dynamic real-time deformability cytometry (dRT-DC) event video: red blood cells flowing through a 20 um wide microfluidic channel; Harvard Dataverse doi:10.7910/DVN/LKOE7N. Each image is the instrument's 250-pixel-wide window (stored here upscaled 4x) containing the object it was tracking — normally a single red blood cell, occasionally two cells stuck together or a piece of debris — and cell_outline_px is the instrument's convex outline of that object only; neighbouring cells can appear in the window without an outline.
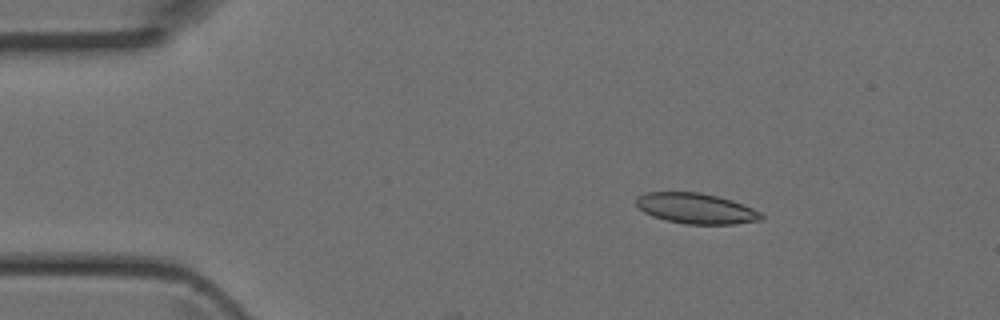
{"species": "Egyptian fruit bat (a non-hibernating species)", "species_latin": "Rousettus aegyptiacus", "temperature_condition": "room temperature", "stored_images_in_passage": 4, "camera_frame_rate_fps": 3000, "um_per_image_px": 0.085, "animal": {"sex": "female"}, "frame": {"image": 1, "passage_image": 1, "time_ms": 0.0, "image_size_px": [1000, 320], "cell_outline_px": [[764, 220], [736, 224], [684, 224], [664, 220], [652, 216], [644, 212], [636, 204], [636, 196], [648, 192], [700, 192], [732, 200], [752, 208], [760, 212], [764, 216]], "centroid_in_image_um": [59.17, 17.72], "position_along_channel_um": 25.8, "area_um2": 22.37}}